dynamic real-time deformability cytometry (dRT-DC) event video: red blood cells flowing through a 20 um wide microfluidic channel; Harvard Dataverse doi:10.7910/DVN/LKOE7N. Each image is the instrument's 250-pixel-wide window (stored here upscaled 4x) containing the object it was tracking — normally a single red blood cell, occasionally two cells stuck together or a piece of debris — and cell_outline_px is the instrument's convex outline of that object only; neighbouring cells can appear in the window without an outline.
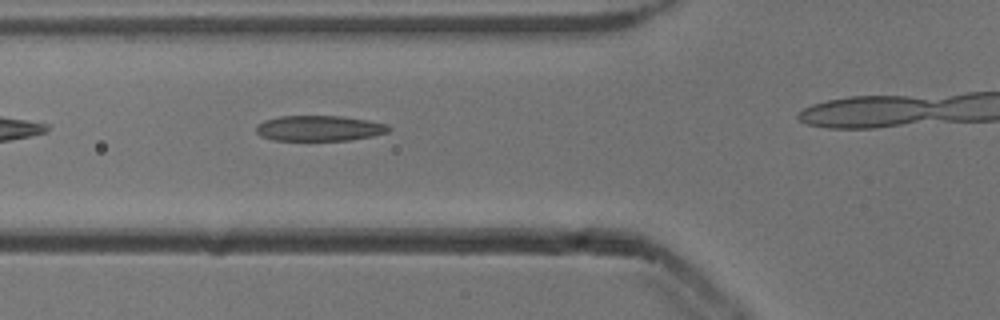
{"species": "common noctule bat (a hibernating species)", "species_latin": "Nyctalus noctula", "temperature_condition": "cold", "stored_images_in_passage": 15, "camera_frame_rate_fps": 3000, "um_per_image_px": 0.085, "animal": {"sex": "male", "body_mass_g": 13.3}, "frame": {"image": 1, "passage_image": 3, "time_ms": 0.667, "image_size_px": [1000, 320], "cell_outline_px": [[392, 128], [388, 132], [372, 136], [348, 140], [276, 140], [260, 136], [256, 132], [256, 124], [264, 120], [280, 116], [340, 116], [368, 120], [388, 124]], "centroid_in_image_um": [27.14, 10.9], "position_along_channel_um": 98.7, "area_um2": 19.71}}
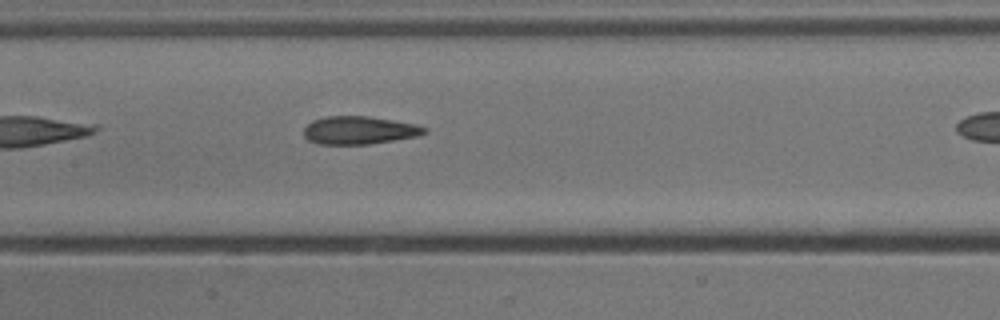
{"frame": {"image": 2, "passage_image": 9, "time_ms": 2.667, "image_size_px": [1000, 320], "cell_outline_px": [[428, 132], [416, 136], [368, 144], [316, 144], [308, 140], [304, 136], [304, 128], [312, 120], [324, 116], [368, 116], [416, 124], [428, 128]], "centroid_in_image_um": [30.51, 11.06], "position_along_channel_um": 176.9, "area_um2": 19.65}}